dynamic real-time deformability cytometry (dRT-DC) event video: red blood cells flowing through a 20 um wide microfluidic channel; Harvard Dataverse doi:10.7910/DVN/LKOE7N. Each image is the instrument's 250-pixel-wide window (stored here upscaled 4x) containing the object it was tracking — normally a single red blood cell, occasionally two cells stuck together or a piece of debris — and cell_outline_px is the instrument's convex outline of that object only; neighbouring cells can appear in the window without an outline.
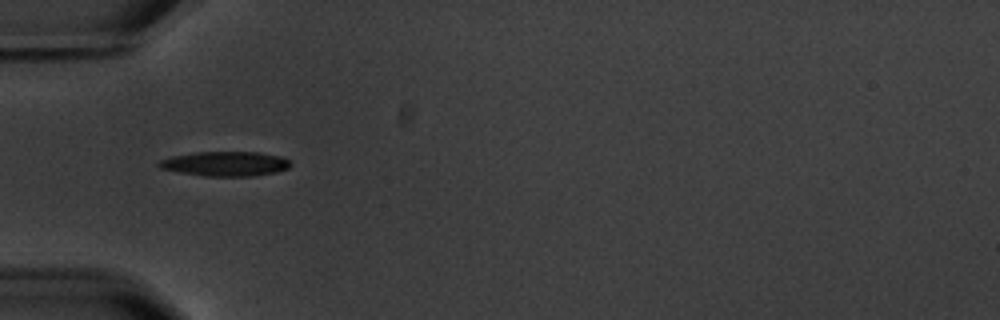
{"species": "common noctule bat (a hibernating species)", "species_latin": "Nyctalus noctula", "temperature_condition": "warm", "stored_images_in_passage": 2, "camera_frame_rate_fps": 3000, "um_per_image_px": 0.085, "animal": {"sex": "male", "body_mass_g": 20.1, "forearm_length_mm": 53.5}, "frame": {"image": 1, "passage_image": 1, "time_ms": 0.0, "image_size_px": [1000, 320], "cell_outline_px": [[292, 164], [288, 168], [276, 172], [252, 176], [204, 176], [180, 172], [160, 168], [156, 164], [160, 160], [172, 156], [196, 152], [260, 152], [280, 156], [292, 160]], "centroid_in_image_um": [19.19, 13.91], "position_along_channel_um": 65.8, "area_um2": 18.96}}
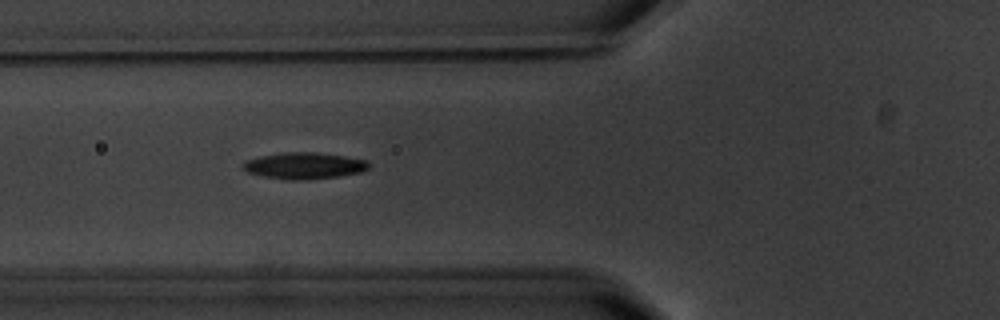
{"frame": {"image": 2, "passage_image": 2, "time_ms": 1.0, "image_size_px": [1000, 320], "cell_outline_px": [[368, 168], [364, 172], [308, 180], [288, 180], [264, 176], [248, 172], [240, 168], [240, 164], [244, 160], [260, 156], [284, 152], [316, 152], [344, 156], [364, 160], [368, 164]], "centroid_in_image_um": [25.79, 14.08], "position_along_channel_um": 100.0, "area_um2": 19.48}}